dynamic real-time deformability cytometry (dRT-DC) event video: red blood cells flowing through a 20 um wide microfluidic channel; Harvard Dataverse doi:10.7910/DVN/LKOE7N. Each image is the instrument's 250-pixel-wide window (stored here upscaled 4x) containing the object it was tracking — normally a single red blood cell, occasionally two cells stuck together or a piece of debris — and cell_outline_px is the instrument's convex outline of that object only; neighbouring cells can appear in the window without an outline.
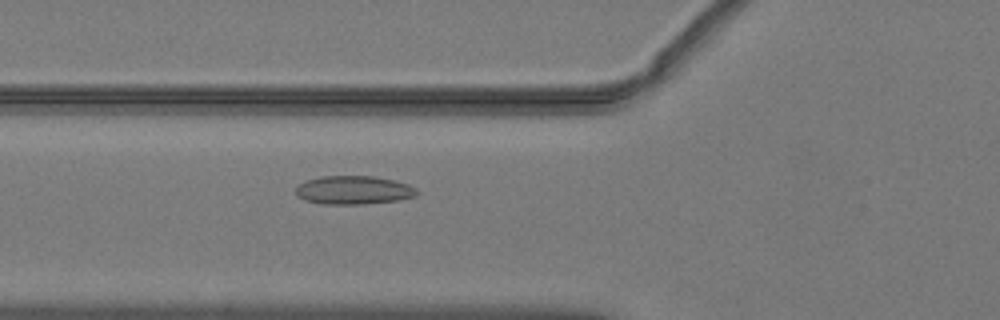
{"species": "common noctule bat (a hibernating species)", "species_latin": "Nyctalus noctula", "temperature_condition": "warm", "stored_images_in_passage": 38, "camera_frame_rate_fps": 3000, "um_per_image_px": 0.085, "animal": {"sex": "male", "body_mass_g": 19.2, "forearm_length_mm": 51.8}, "frame": {"image": 1, "passage_image": 6, "time_ms": 1.667, "image_size_px": [1000, 320], "cell_outline_px": [[420, 192], [416, 196], [400, 200], [364, 204], [320, 204], [304, 200], [296, 196], [296, 188], [300, 184], [308, 180], [320, 176], [372, 176], [392, 180], [408, 184], [416, 188]], "centroid_in_image_um": [30.07, 16.17], "position_along_channel_um": 95.7, "area_um2": 20.23}}
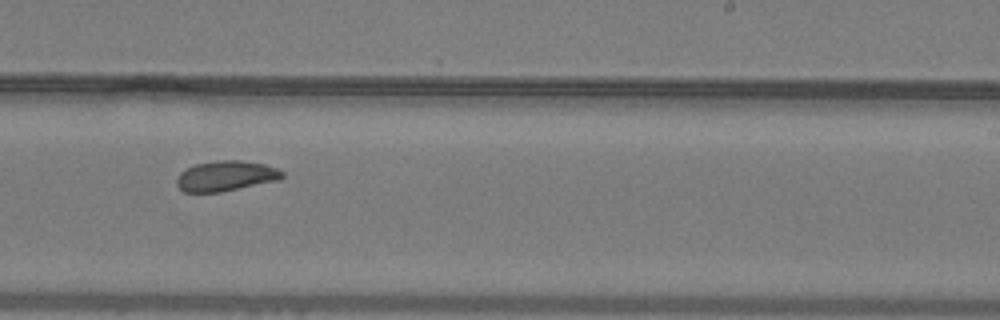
{"frame": {"image": 2, "passage_image": 19, "time_ms": 6.0, "image_size_px": [1000, 320], "cell_outline_px": [[284, 176], [280, 180], [220, 192], [184, 192], [176, 184], [176, 180], [180, 172], [196, 164], [216, 160], [240, 160], [264, 164], [276, 168], [284, 172]], "centroid_in_image_um": [19.21, 14.95], "position_along_channel_um": 269.8, "area_um2": 18.61}}
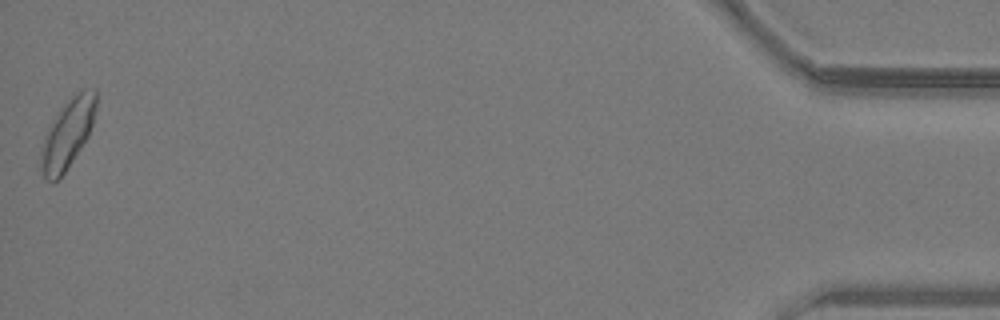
{"frame": {"image": 3, "passage_image": 38, "time_ms": 12.333, "image_size_px": [1000, 320], "cell_outline_px": [[96, 108], [92, 124], [88, 136], [64, 172], [52, 184], [44, 176], [44, 136], [52, 120], [60, 108], [76, 92], [84, 88], [96, 88]], "centroid_in_image_um": [5.81, 11.25], "position_along_channel_um": 429.4, "area_um2": 21.27}, "authors_computed_cell_mechanics": {"area_um2": 18.9873, "velocity_mm_per_s": 4.0134, "shape_relaxation_time_tau1_ms": 6.2583, "shape_relaxation_time_tau2_ms": 2.4863, "deformation_change_tau1": 0.1171, "deformation_change_tau2": 0.0604}}